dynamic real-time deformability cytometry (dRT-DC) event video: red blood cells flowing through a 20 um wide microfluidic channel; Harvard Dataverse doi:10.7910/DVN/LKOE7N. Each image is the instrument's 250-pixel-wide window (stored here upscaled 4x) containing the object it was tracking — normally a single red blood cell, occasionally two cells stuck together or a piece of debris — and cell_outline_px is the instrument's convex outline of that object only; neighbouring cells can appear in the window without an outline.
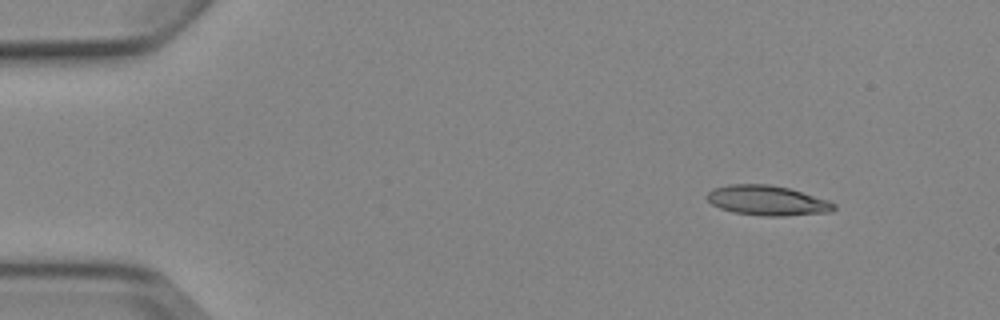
{"species": "Egyptian fruit bat (a non-hibernating species)", "species_latin": "Rousettus aegyptiacus", "temperature_condition": "cold", "stored_images_in_passage": 3, "camera_frame_rate_fps": 3000, "um_per_image_px": 0.085, "animal": {"sex": "female"}, "frame": {"image": 1, "passage_image": 1, "time_ms": 0.0, "image_size_px": [1000, 320], "cell_outline_px": [[836, 208], [832, 212], [784, 216], [760, 216], [732, 212], [720, 208], [712, 204], [704, 196], [712, 188], [728, 184], [768, 184], [788, 188], [828, 200], [836, 204]], "centroid_in_image_um": [65.19, 17.04], "position_along_channel_um": 19.8, "area_um2": 22.31}}
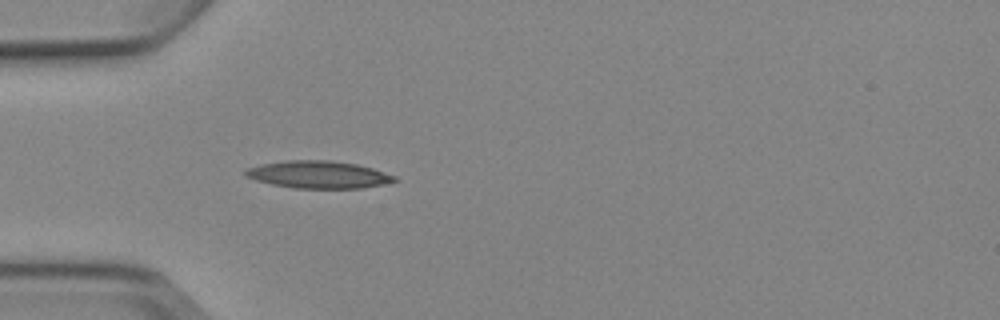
{"frame": {"image": 2, "passage_image": 3, "time_ms": 3.333, "image_size_px": [1000, 320], "cell_outline_px": [[396, 180], [384, 184], [364, 188], [292, 188], [272, 184], [256, 180], [244, 176], [244, 168], [260, 164], [288, 160], [328, 160], [356, 164], [372, 168], [396, 176]], "centroid_in_image_um": [27.02, 14.84], "position_along_channel_um": 58.0, "area_um2": 23.81}}